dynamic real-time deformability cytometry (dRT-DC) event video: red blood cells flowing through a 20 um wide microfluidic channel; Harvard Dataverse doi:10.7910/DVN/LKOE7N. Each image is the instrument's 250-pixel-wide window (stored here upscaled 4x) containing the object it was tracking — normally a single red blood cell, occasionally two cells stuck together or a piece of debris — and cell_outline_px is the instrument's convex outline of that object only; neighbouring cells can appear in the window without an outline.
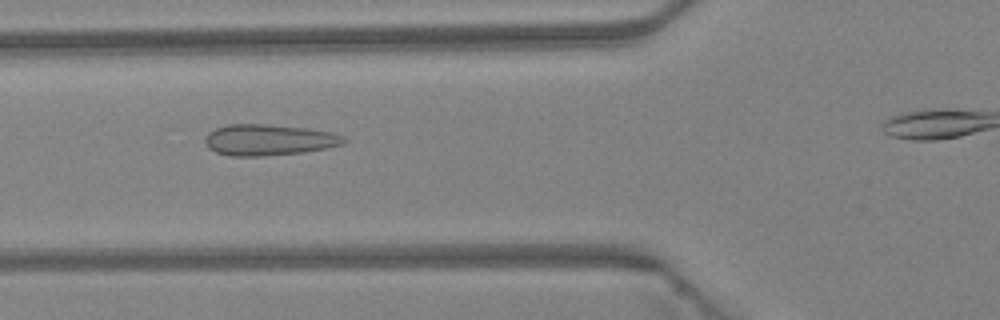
{"species": "Egyptian fruit bat (a non-hibernating species)", "species_latin": "Rousettus aegyptiacus", "temperature_condition": "warm", "stored_images_in_passage": 36, "camera_frame_rate_fps": 3000, "um_per_image_px": 0.085, "animal": {"sex": "female"}, "frame": {"image": 1, "passage_image": 13, "time_ms": 4.0, "image_size_px": [1000, 320], "cell_outline_px": [[348, 140], [340, 144], [324, 148], [304, 152], [260, 156], [232, 156], [216, 152], [208, 148], [204, 140], [204, 136], [208, 132], [216, 128], [228, 124], [264, 124], [304, 128], [328, 132], [344, 136]], "centroid_in_image_um": [22.77, 11.89], "position_along_channel_um": 103.0, "area_um2": 24.91}}
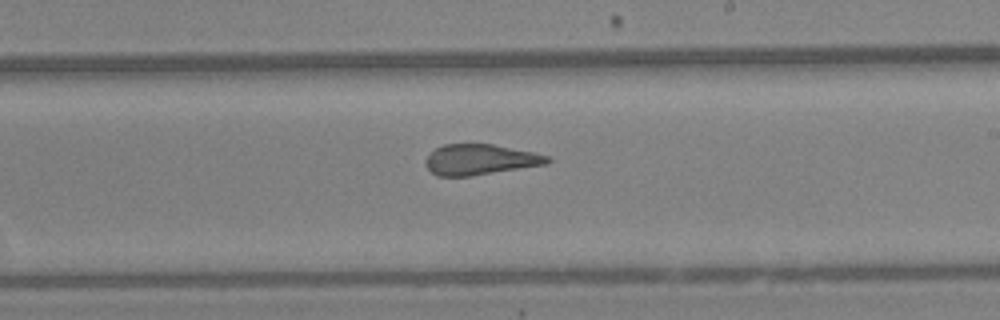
{"frame": {"image": 2, "passage_image": 23, "time_ms": 7.333, "image_size_px": [1000, 320], "cell_outline_px": [[552, 160], [544, 164], [468, 176], [436, 176], [428, 168], [424, 160], [436, 148], [444, 144], [492, 144], [552, 156]], "centroid_in_image_um": [40.79, 13.55], "position_along_channel_um": 248.2, "area_um2": 21.33}}
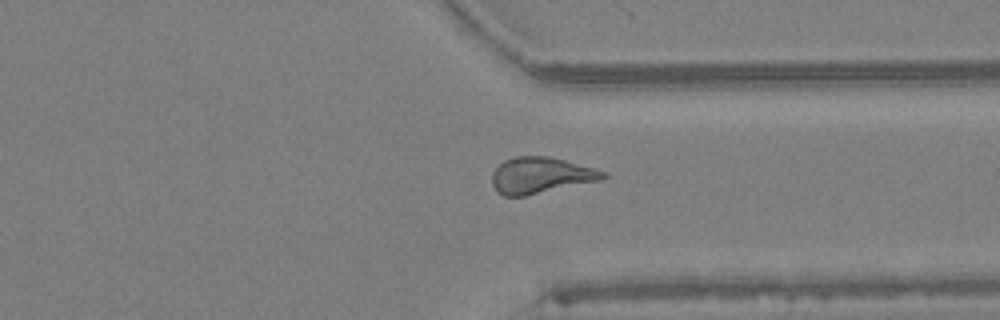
{"frame": {"image": 3, "passage_image": 31, "time_ms": 10.0, "image_size_px": [1000, 320], "cell_outline_px": [[608, 176], [604, 180], [524, 196], [504, 196], [496, 192], [492, 184], [492, 172], [504, 160], [516, 156], [548, 156], [564, 160], [592, 168], [604, 172]], "centroid_in_image_um": [45.94, 14.91], "position_along_channel_um": 365.5, "area_um2": 23.41}}